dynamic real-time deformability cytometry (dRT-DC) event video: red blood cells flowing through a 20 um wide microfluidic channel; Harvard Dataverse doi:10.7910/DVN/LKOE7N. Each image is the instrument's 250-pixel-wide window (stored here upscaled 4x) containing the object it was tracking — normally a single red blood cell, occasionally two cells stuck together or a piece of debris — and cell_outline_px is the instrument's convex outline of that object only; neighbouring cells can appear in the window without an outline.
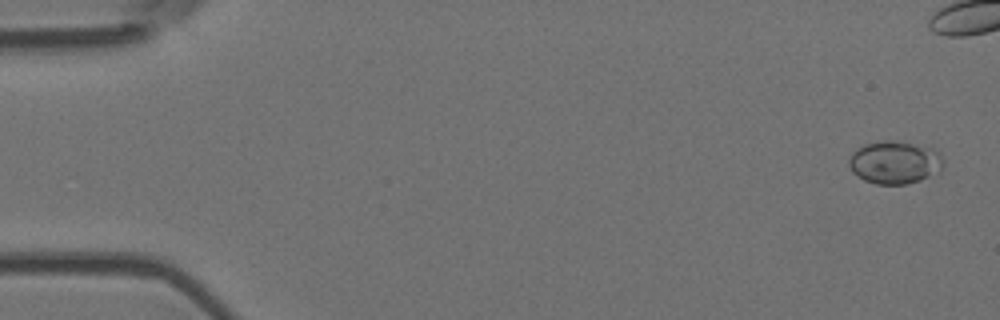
{"species": "Egyptian fruit bat (a non-hibernating species)", "species_latin": "Rousettus aegyptiacus", "temperature_condition": "room temperature", "stored_images_in_passage": 4, "camera_frame_rate_fps": 3000, "um_per_image_px": 0.085, "animal": {"sex": "female"}, "frame": {"image": 1, "passage_image": 1, "time_ms": 0.0, "image_size_px": [1000, 320], "cell_outline_px": [[940, 172], [920, 180], [908, 184], [876, 184], [864, 180], [852, 172], [848, 164], [848, 160], [852, 152], [856, 148], [864, 144], [884, 140], [896, 140], [932, 144], [940, 156]], "centroid_in_image_um": [76.05, 13.76], "position_along_channel_um": 9.0, "area_um2": 24.1}}